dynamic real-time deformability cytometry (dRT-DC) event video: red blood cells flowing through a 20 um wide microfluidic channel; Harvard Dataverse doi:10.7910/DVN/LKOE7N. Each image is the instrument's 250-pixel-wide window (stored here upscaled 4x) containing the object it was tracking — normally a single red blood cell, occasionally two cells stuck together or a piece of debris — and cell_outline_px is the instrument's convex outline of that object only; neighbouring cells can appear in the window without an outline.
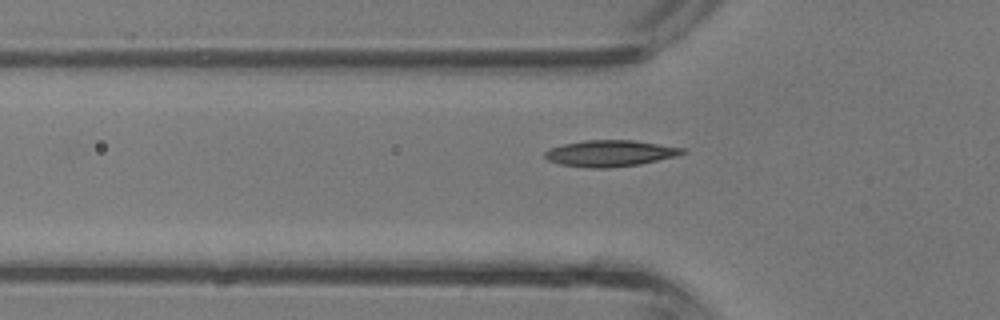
{"species": "common noctule bat (a hibernating species)", "species_latin": "Nyctalus noctula", "temperature_condition": "room temperature", "stored_images_in_passage": 31, "segment_of_instrument_passage": [1, 2], "camera_frame_rate_fps": 3000, "um_per_image_px": 0.085, "animal": {"sex": "male", "body_mass_g": 13.3}, "frame": {"image": 1, "passage_image": 2, "time_ms": 0.333, "image_size_px": [1000, 320], "cell_outline_px": [[688, 152], [676, 156], [640, 164], [608, 168], [592, 168], [560, 164], [548, 160], [544, 156], [544, 152], [548, 148], [564, 144], [584, 140], [632, 140], [684, 148]], "centroid_in_image_um": [51.85, 13.03], "position_along_channel_um": 74.0, "area_um2": 21.04}}
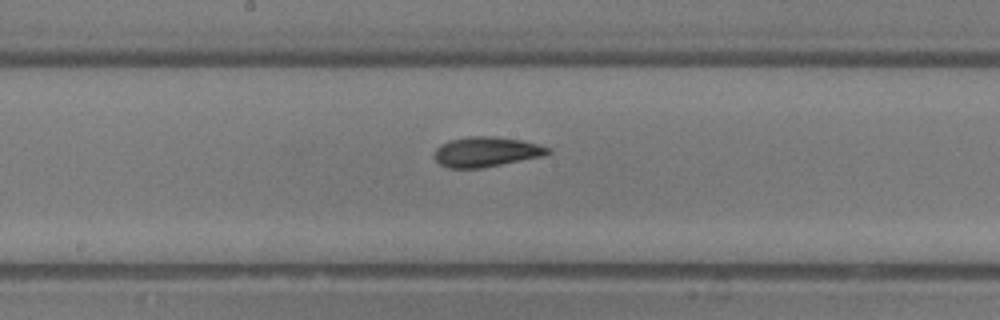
{"frame": {"image": 2, "passage_image": 10, "time_ms": 3.0, "image_size_px": [1000, 320], "cell_outline_px": [[552, 152], [548, 156], [480, 168], [448, 168], [440, 164], [432, 156], [436, 148], [440, 144], [448, 140], [468, 136], [496, 136], [520, 140], [552, 148]], "centroid_in_image_um": [41.35, 12.9], "position_along_channel_um": 206.9, "area_um2": 20.23}}
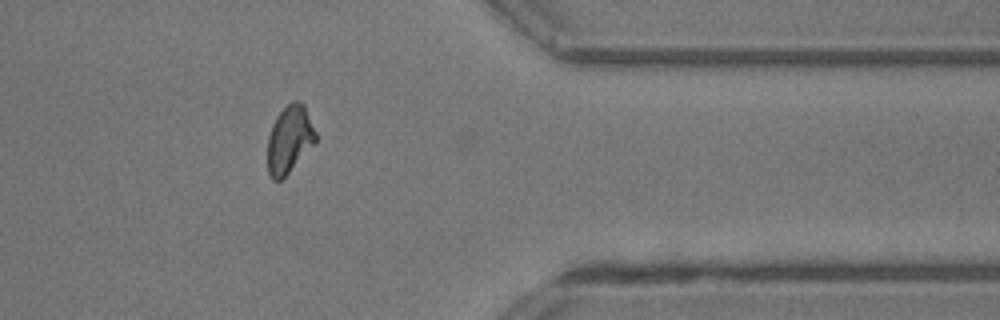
{"frame": {"image": 3, "passage_image": 22, "time_ms": 7.0, "image_size_px": [1000, 320], "cell_outline_px": [[316, 140], [288, 172], [280, 180], [272, 180], [268, 172], [268, 136], [272, 124], [276, 116], [292, 100], [300, 100], [304, 104], [316, 132]], "centroid_in_image_um": [24.59, 11.8], "position_along_channel_um": 386.8, "area_um2": 18.55}}